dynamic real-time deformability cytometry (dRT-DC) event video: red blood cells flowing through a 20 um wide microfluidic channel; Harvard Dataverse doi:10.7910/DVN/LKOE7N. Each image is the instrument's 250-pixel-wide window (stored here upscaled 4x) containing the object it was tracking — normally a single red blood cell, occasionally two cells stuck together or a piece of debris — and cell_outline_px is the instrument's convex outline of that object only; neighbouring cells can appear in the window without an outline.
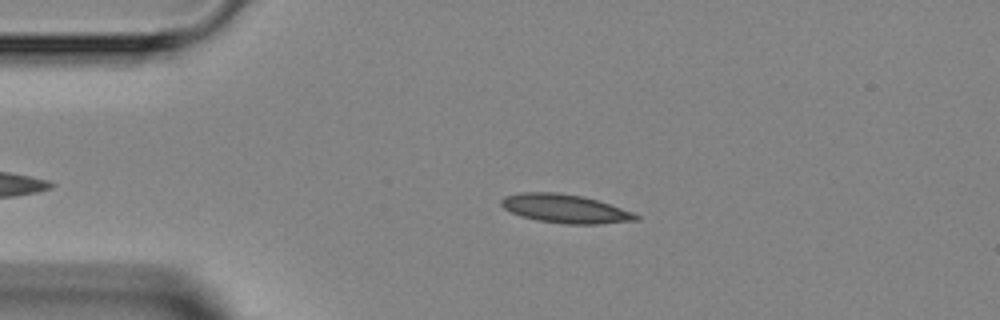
{"species": "Egyptian fruit bat (a non-hibernating species)", "species_latin": "Rousettus aegyptiacus", "temperature_condition": "room temperature", "stored_images_in_passage": 4, "camera_frame_rate_fps": 3000, "um_per_image_px": 0.085, "animal": {"sex": "female"}, "frame": {"image": 1, "passage_image": 1, "time_ms": 0.0, "image_size_px": [1000, 320], "cell_outline_px": [[640, 220], [596, 224], [564, 224], [536, 220], [520, 216], [504, 208], [500, 204], [500, 200], [504, 196], [520, 192], [556, 192], [580, 196], [596, 200], [632, 212], [640, 216]], "centroid_in_image_um": [47.99, 17.74], "position_along_channel_um": 37.0, "area_um2": 22.37}}
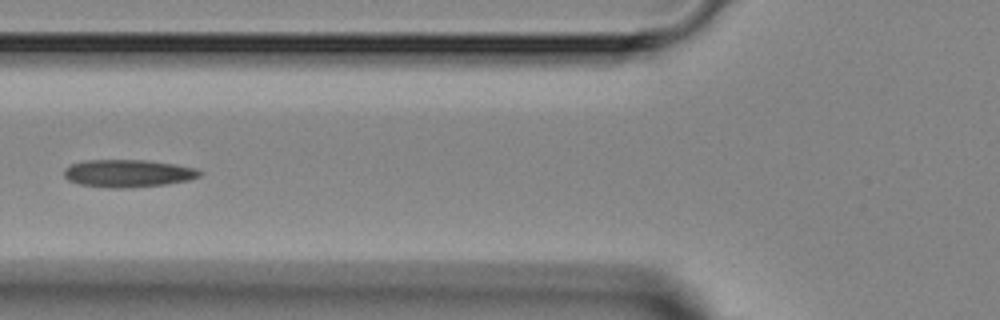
{"frame": {"image": 2, "passage_image": 3, "time_ms": 2.667, "image_size_px": [1000, 320], "cell_outline_px": [[204, 172], [200, 176], [188, 180], [164, 184], [128, 188], [112, 188], [80, 184], [68, 180], [64, 176], [64, 168], [72, 164], [84, 160], [144, 160], [176, 164], [196, 168]], "centroid_in_image_um": [10.89, 14.73], "position_along_channel_um": 114.9, "area_um2": 21.79}}
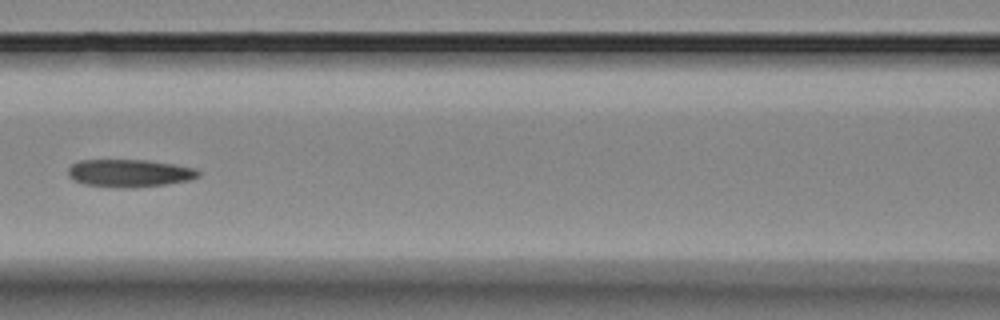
{"frame": {"image": 3, "passage_image": 4, "time_ms": 3.667, "image_size_px": [1000, 320], "cell_outline_px": [[200, 176], [192, 180], [164, 184], [132, 188], [120, 188], [84, 184], [72, 180], [68, 176], [68, 168], [72, 164], [80, 160], [144, 160], [172, 164], [196, 168], [200, 172]], "centroid_in_image_um": [11.0, 14.72], "position_along_channel_um": 155.6, "area_um2": 21.1}}